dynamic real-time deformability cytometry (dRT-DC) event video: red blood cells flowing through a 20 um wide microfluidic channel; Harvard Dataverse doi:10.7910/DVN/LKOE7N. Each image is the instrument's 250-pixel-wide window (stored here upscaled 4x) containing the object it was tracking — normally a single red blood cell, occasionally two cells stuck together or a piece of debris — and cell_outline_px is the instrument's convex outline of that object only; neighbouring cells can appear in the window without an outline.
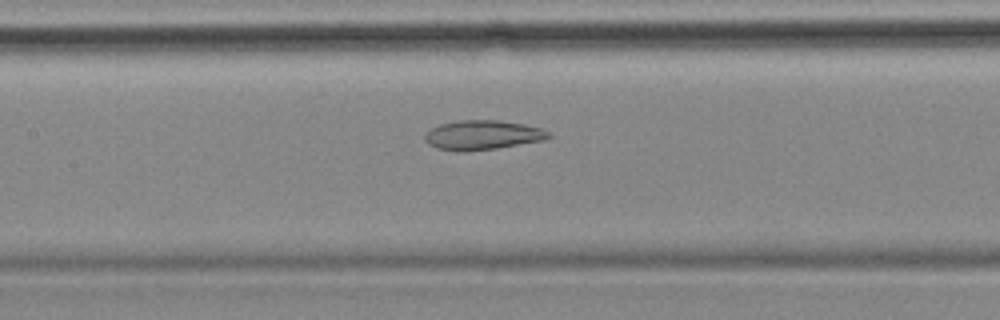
{"species": "common noctule bat (a hibernating species)", "species_latin": "Nyctalus noctula", "temperature_condition": "cold", "stored_images_in_passage": 55, "camera_frame_rate_fps": 3000, "um_per_image_px": 0.085, "animal": {"sex": "female", "body_mass_g": 18.4}, "frame": {"image": 1, "passage_image": 25, "time_ms": 8.0, "image_size_px": [1000, 320], "cell_outline_px": [[552, 136], [544, 140], [496, 148], [436, 148], [428, 144], [424, 140], [424, 136], [432, 128], [440, 124], [460, 120], [496, 120], [524, 124], [540, 128], [548, 132]], "centroid_in_image_um": [41.06, 11.43], "position_along_channel_um": 166.3, "area_um2": 20.23}}
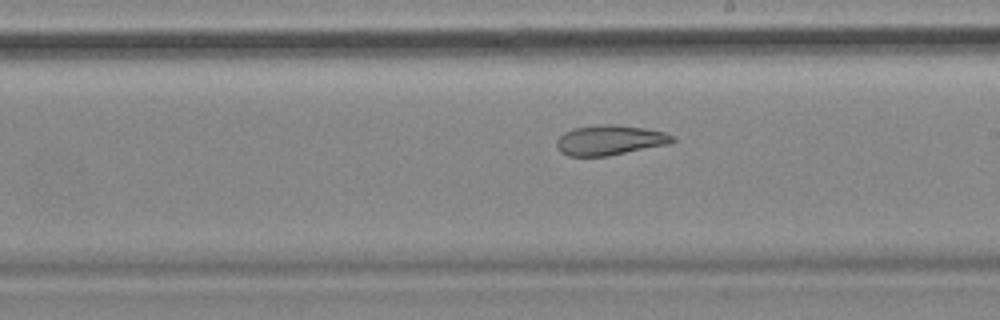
{"frame": {"image": 2, "passage_image": 31, "time_ms": 10.0, "image_size_px": [1000, 320], "cell_outline_px": [[676, 140], [672, 144], [608, 156], [568, 156], [560, 152], [556, 144], [556, 140], [564, 132], [576, 128], [600, 124], [616, 124], [644, 128], [664, 132], [676, 136]], "centroid_in_image_um": [51.89, 11.92], "position_along_channel_um": 237.1, "area_um2": 20.52}}
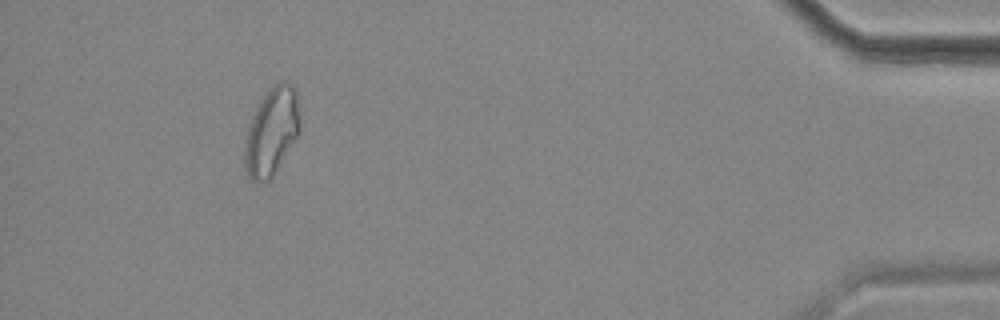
{"frame": {"image": 3, "passage_image": 51, "time_ms": 16.667, "image_size_px": [1000, 320], "cell_outline_px": [[300, 132], [272, 176], [268, 180], [256, 184], [248, 176], [244, 168], [244, 140], [252, 116], [264, 92], [272, 84], [280, 80], [288, 80], [296, 88], [300, 128]], "centroid_in_image_um": [23.07, 11.14], "position_along_channel_um": 412.1, "area_um2": 28.61}, "authors_computed_cell_mechanics": {"area_um2": 25.5476, "velocity_mm_per_s": 3.5603, "shape_relaxation_time_tau1_ms": null, "shape_relaxation_time_tau2_ms": 4.4011, "deformation_change_tau1": null, "deformation_change_tau2": 0.1262}}